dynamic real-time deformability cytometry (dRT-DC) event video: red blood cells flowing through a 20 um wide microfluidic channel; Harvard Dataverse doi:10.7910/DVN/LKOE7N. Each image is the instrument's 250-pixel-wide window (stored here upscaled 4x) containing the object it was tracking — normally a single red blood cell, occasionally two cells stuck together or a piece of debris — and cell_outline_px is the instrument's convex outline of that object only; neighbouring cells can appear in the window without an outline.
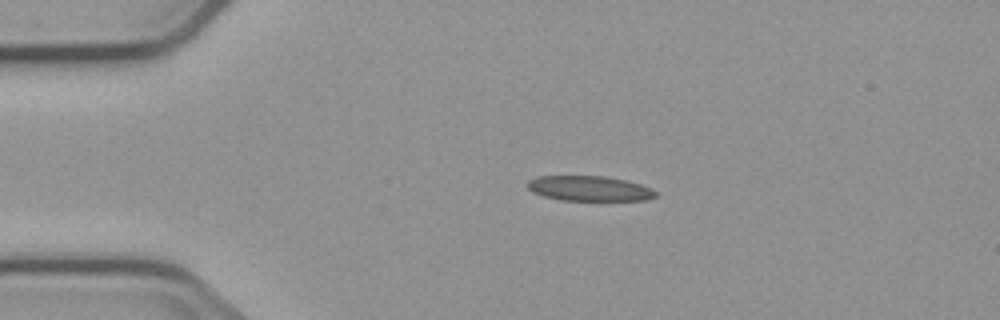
{"species": "common noctule bat (a hibernating species)", "species_latin": "Nyctalus noctula", "temperature_condition": "cold", "stored_images_in_passage": 3, "camera_frame_rate_fps": 3000, "um_per_image_px": 0.085, "animal": {"sex": "male", "body_mass_g": 23.1, "forearm_length_mm": 52.7}, "frame": {"image": 1, "passage_image": 2, "time_ms": 1.333, "image_size_px": [1000, 320], "cell_outline_px": [[656, 196], [644, 200], [560, 200], [544, 196], [532, 192], [528, 188], [528, 180], [536, 176], [604, 176], [628, 180], [652, 188], [656, 192]], "centroid_in_image_um": [50.09, 16.01], "position_along_channel_um": 34.9, "area_um2": 18.73}}